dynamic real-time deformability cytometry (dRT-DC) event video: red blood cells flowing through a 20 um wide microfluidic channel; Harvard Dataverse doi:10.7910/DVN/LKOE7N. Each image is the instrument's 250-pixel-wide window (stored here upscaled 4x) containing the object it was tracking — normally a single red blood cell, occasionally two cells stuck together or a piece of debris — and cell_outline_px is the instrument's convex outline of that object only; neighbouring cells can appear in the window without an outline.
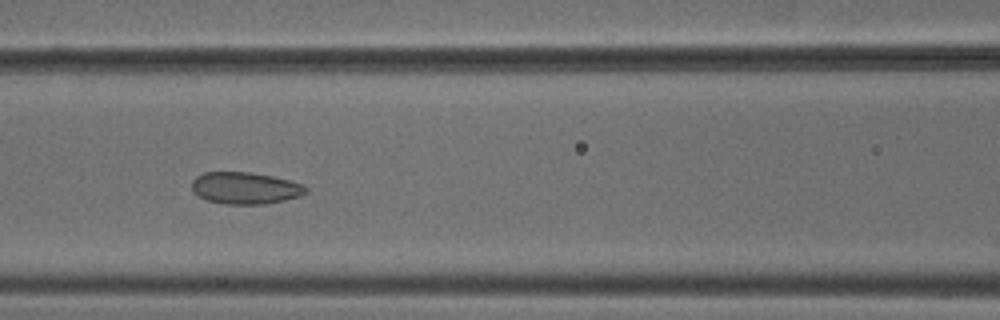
{"species": "common noctule bat (a hibernating species)", "species_latin": "Nyctalus noctula", "temperature_condition": "cold", "stored_images_in_passage": 9, "camera_frame_rate_fps": 3000, "um_per_image_px": 0.085, "animal": {"sex": "male", "body_mass_g": 18.8}, "frame": {"image": 1, "passage_image": 7, "time_ms": 2.0, "image_size_px": [1000, 320], "cell_outline_px": [[308, 192], [300, 196], [284, 200], [264, 204], [224, 204], [208, 200], [192, 192], [192, 180], [196, 176], [204, 172], [252, 172], [272, 176], [304, 184], [308, 188]], "centroid_in_image_um": [20.85, 15.98], "position_along_channel_um": 145.7, "area_um2": 21.27}}
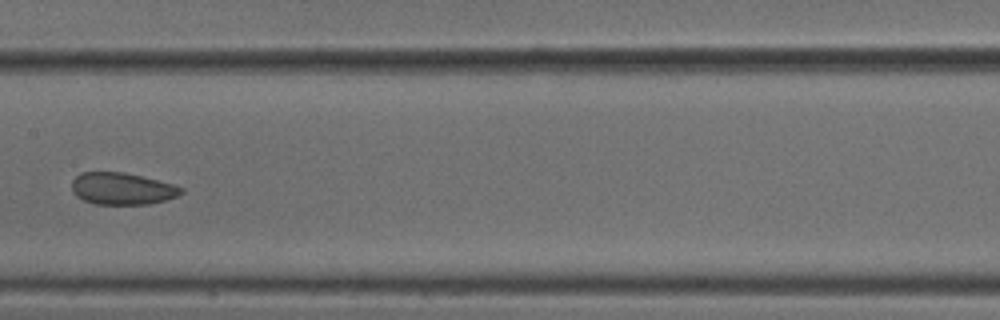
{"frame": {"image": 2, "passage_image": 8, "time_ms": 2.333, "image_size_px": [1000, 320], "cell_outline_px": [[184, 192], [176, 196], [164, 200], [148, 204], [96, 204], [84, 200], [76, 196], [72, 192], [72, 180], [80, 172], [124, 172], [172, 184], [184, 188]], "centroid_in_image_um": [10.35, 16.03], "position_along_channel_um": 197.1, "area_um2": 20.23}}
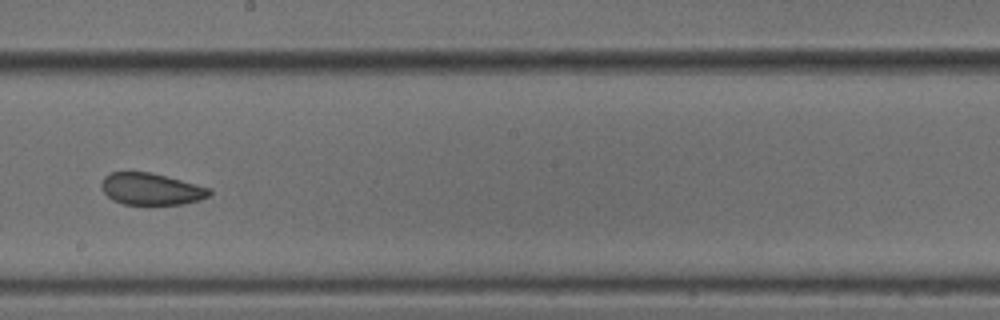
{"frame": {"image": 3, "passage_image": 9, "time_ms": 2.667, "image_size_px": [1000, 320], "cell_outline_px": [[212, 192], [208, 196], [200, 200], [184, 204], [124, 204], [112, 200], [104, 192], [100, 184], [104, 176], [112, 172], [148, 172], [212, 188]], "centroid_in_image_um": [12.85, 16.07], "position_along_channel_um": 235.4, "area_um2": 19.88}}